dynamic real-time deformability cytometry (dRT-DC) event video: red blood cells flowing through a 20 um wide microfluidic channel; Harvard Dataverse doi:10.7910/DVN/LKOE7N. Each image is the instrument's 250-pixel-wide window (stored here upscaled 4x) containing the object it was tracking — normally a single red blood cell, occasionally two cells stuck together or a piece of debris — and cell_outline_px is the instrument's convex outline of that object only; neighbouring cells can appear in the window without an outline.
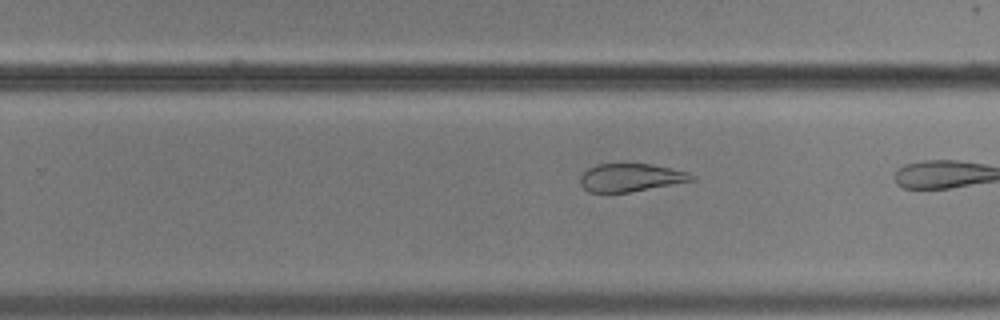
{"species": "common noctule bat (a hibernating species)", "species_latin": "Nyctalus noctula", "temperature_condition": "cold", "stored_images_in_passage": 15, "camera_frame_rate_fps": 3000, "um_per_image_px": 0.085, "animal": {"sex": "male", "body_mass_g": 17.9}, "frame": {"image": 1, "passage_image": 13, "time_ms": 4.0, "image_size_px": [1000, 320], "cell_outline_px": [[696, 180], [628, 192], [588, 192], [580, 184], [580, 176], [588, 168], [596, 164], [652, 164], [688, 172], [696, 176]], "centroid_in_image_um": [53.61, 15.09], "position_along_channel_um": 276.2, "area_um2": 18.09}}